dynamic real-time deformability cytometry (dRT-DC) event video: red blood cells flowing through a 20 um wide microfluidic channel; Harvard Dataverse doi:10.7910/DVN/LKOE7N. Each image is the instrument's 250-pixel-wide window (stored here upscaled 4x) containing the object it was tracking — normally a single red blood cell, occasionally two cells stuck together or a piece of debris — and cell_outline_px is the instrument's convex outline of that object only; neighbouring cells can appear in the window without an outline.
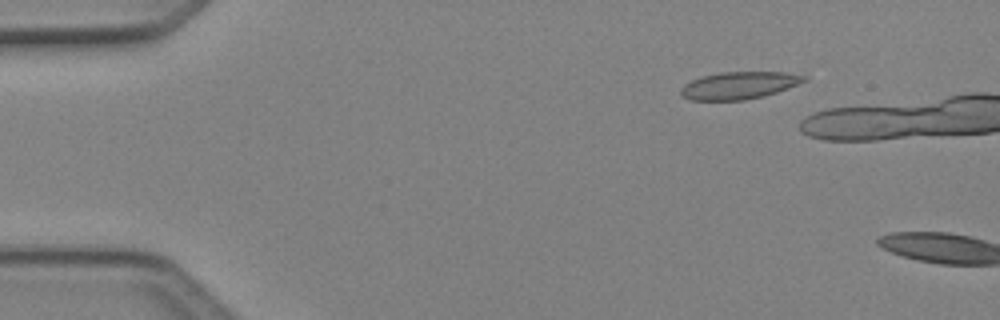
{"species": "Egyptian fruit bat (a non-hibernating species)", "species_latin": "Rousettus aegyptiacus", "temperature_condition": "cold", "stored_images_in_passage": 5, "segment_of_instrument_passage": [2, 2], "camera_frame_rate_fps": 3000, "um_per_image_px": 0.085, "animal": {"sex": "female"}, "frame": {"image": 1, "passage_image": 5, "time_ms": 1.333, "image_size_px": [1000, 320], "cell_outline_px": [[808, 80], [788, 88], [764, 96], [744, 100], [688, 100], [680, 96], [680, 88], [684, 84], [700, 76], [720, 72], [788, 72], [808, 76]], "centroid_in_image_um": [62.8, 7.25], "position_along_channel_um": 22.2, "area_um2": 19.88}}